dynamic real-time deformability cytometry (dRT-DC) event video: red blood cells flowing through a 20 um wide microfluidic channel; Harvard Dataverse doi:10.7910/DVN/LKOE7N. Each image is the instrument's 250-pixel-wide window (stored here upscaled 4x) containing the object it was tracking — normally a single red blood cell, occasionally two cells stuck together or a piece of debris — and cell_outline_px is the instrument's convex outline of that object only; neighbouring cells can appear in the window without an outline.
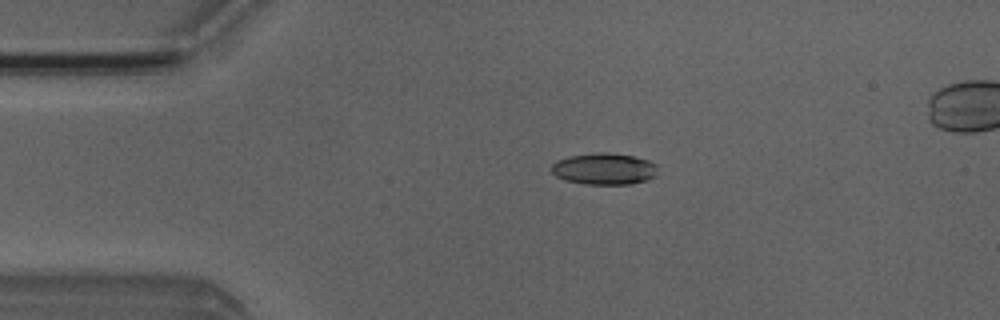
{"species": "Egyptian fruit bat (a non-hibernating species)", "species_latin": "Rousettus aegyptiacus", "temperature_condition": "room temperature", "stored_images_in_passage": 5, "camera_frame_rate_fps": 3000, "um_per_image_px": 0.085, "animal": {"sex": "male"}, "frame": {"image": 1, "passage_image": 3, "time_ms": 3.333, "image_size_px": [1000, 320], "cell_outline_px": [[656, 176], [632, 184], [584, 184], [564, 180], [556, 176], [548, 168], [556, 160], [568, 156], [600, 152], [608, 152], [632, 156], [648, 160], [656, 164]], "centroid_in_image_um": [51.3, 14.35], "position_along_channel_um": 33.7, "area_um2": 19.65}}